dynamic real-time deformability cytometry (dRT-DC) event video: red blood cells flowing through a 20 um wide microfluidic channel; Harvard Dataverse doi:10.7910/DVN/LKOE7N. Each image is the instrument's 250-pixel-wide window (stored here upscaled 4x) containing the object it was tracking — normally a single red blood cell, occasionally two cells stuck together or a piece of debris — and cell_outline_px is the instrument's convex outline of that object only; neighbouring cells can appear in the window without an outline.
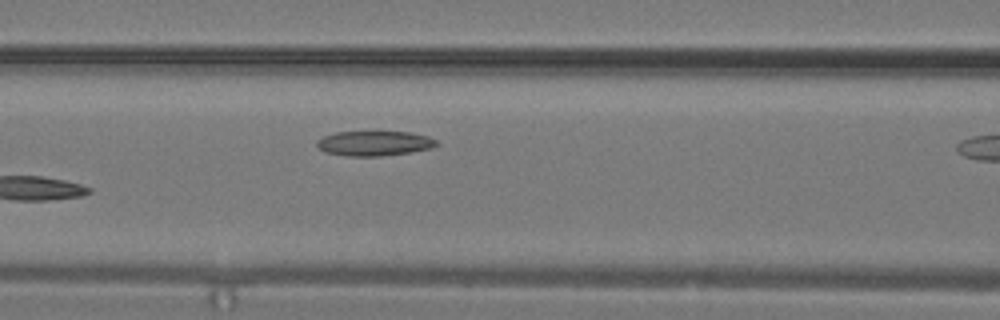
{"species": "common noctule bat (a hibernating species)", "species_latin": "Nyctalus noctula", "temperature_condition": "warm", "stored_images_in_passage": 10, "camera_frame_rate_fps": 3000, "um_per_image_px": 0.085, "animal": {"sex": "male", "body_mass_g": 19.2, "forearm_length_mm": 51.8}, "frame": {"image": 1, "passage_image": 10, "time_ms": 3.0, "image_size_px": [1000, 320], "cell_outline_px": [[440, 144], [432, 148], [412, 152], [380, 156], [348, 156], [324, 152], [316, 144], [316, 140], [324, 136], [336, 132], [408, 132], [428, 136], [436, 140]], "centroid_in_image_um": [31.83, 12.19], "position_along_channel_um": 134.8, "area_um2": 17.34}}